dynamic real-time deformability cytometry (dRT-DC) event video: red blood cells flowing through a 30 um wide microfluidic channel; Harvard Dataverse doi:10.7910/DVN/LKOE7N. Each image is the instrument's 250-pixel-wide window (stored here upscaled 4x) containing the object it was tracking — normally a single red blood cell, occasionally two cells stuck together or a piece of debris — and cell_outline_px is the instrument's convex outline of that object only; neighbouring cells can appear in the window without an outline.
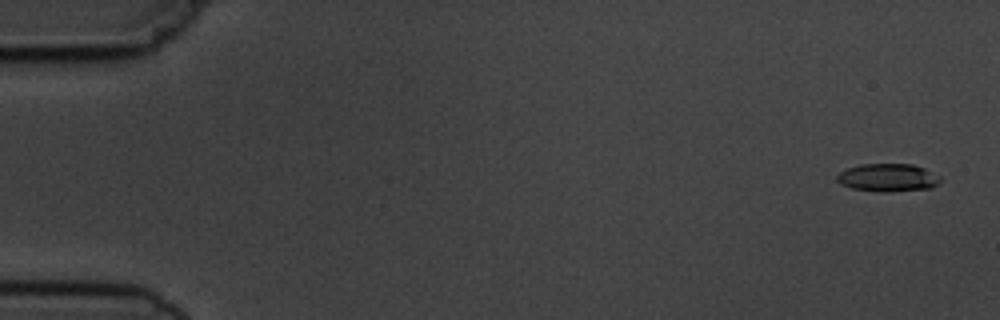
{"species": "common noctule bat (a hibernating species)", "species_latin": "Nyctalus noctula", "temperature_condition": "cold", "stored_images_in_passage": 5, "camera_frame_rate_fps": 3000, "um_per_image_px": 0.085, "animal": {"sex": "male", "body_mass_g": 19.5, "forearm_length_mm": 54.6}, "frame": {"image": 1, "passage_image": 1, "time_ms": 0.0, "image_size_px": [1000, 320], "cell_outline_px": [[940, 180], [932, 188], [888, 192], [880, 192], [852, 188], [840, 184], [836, 180], [836, 176], [840, 172], [848, 168], [860, 164], [912, 164], [924, 168], [940, 176]], "centroid_in_image_um": [75.45, 15.1], "position_along_channel_um": 9.5, "area_um2": 16.82}}